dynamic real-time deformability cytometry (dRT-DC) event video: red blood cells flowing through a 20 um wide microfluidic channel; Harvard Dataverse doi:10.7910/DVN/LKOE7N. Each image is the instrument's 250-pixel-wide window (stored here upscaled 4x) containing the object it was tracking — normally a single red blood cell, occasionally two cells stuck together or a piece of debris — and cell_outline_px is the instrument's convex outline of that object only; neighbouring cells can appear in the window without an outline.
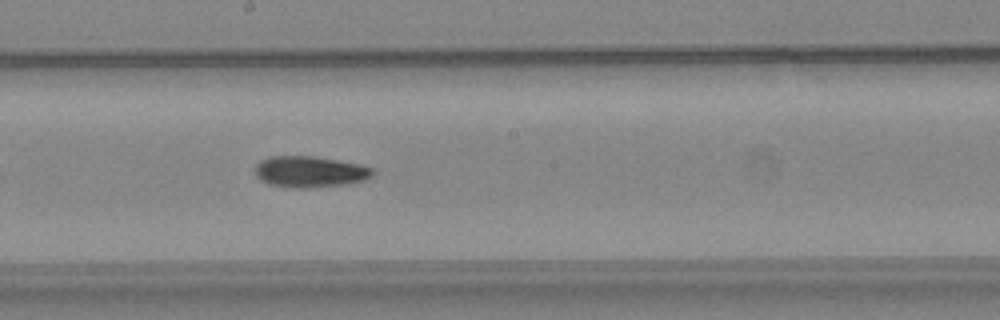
{"species": "common noctule bat (a hibernating species)", "species_latin": "Nyctalus noctula", "temperature_condition": "warm", "stored_images_in_passage": 32, "camera_frame_rate_fps": 3000, "um_per_image_px": 0.085, "animal": {"sex": "female", "body_mass_g": 24.6, "forearm_length_mm": 56.2}, "frame": {"image": 1, "passage_image": 14, "time_ms": 4.333, "image_size_px": [1000, 320], "cell_outline_px": [[376, 172], [372, 176], [364, 180], [348, 184], [308, 188], [296, 188], [268, 184], [260, 180], [256, 176], [256, 164], [260, 160], [268, 156], [312, 156], [360, 164], [372, 168]], "centroid_in_image_um": [26.34, 14.6], "position_along_channel_um": 221.9, "area_um2": 21.5}, "authors_computed_cell_mechanics": {"area_um2": 20.9814, "velocity_mm_per_s": 4.0208, "shape_relaxation_time_tau1_ms": 11.2816, "shape_relaxation_time_tau2_ms": 2.8121, "deformation_change_tau1": 0.266, "deformation_change_tau2": 0.0993}}